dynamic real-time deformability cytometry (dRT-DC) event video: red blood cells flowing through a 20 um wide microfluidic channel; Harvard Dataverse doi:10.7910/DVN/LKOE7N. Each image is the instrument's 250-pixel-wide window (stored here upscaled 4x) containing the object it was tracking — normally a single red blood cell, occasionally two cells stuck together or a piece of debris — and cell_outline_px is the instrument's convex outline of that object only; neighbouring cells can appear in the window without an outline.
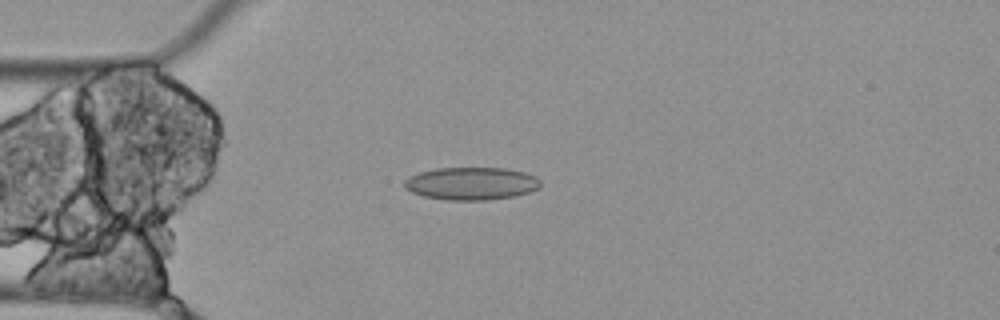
{"species": "Egyptian fruit bat (a non-hibernating species)", "species_latin": "Rousettus aegyptiacus", "temperature_condition": "cold", "stored_images_in_passage": 3, "camera_frame_rate_fps": 3000, "um_per_image_px": 0.085, "animal": {"sex": "female"}, "frame": {"image": 1, "passage_image": 3, "time_ms": 0.667, "image_size_px": [1000, 320], "cell_outline_px": [[540, 184], [536, 188], [528, 192], [516, 196], [488, 200], [448, 200], [424, 196], [412, 192], [404, 188], [404, 180], [408, 176], [420, 172], [436, 168], [504, 168], [524, 172], [536, 176], [540, 180]], "centroid_in_image_um": [40.04, 15.6], "position_along_channel_um": 45.0, "area_um2": 25.95}}